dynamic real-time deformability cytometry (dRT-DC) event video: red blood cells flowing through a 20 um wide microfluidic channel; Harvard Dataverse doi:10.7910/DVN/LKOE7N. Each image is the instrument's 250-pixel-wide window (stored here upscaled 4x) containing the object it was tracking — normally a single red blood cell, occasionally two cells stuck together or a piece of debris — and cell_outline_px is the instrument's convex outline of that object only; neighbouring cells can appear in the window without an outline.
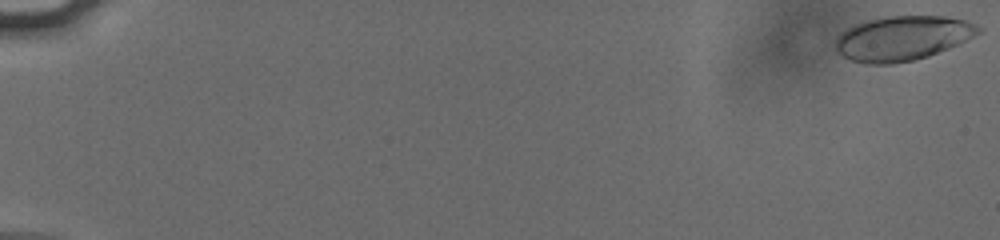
{"species": "human", "species_latin": "Homo sapiens", "temperature_condition": "cold", "stored_images_in_passage": 56, "camera_frame_rate_fps": 3000, "um_per_image_px": 0.085, "donor": {"sex": "male"}, "frame": {"image": 1, "passage_image": 1, "time_ms": 0.0, "image_size_px": [1000, 240], "cell_outline_px": [[984, 28], [980, 32], [948, 48], [928, 56], [916, 60], [892, 64], [864, 64], [848, 60], [840, 56], [836, 52], [832, 44], [836, 36], [840, 32], [864, 20], [888, 16], [944, 16], [964, 20], [976, 24]], "centroid_in_image_um": [76.61, 3.26], "position_along_channel_um": 8.4, "area_um2": 37.57}}
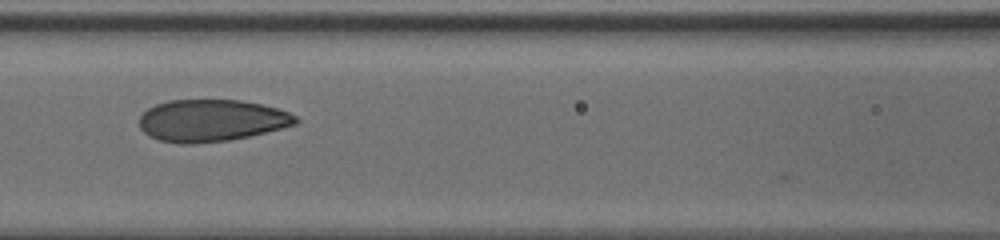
{"frame": {"image": 2, "passage_image": 28, "time_ms": 9.0, "image_size_px": [1000, 240], "cell_outline_px": [[300, 120], [296, 124], [248, 136], [228, 140], [192, 144], [180, 144], [160, 140], [148, 136], [140, 128], [140, 116], [148, 108], [156, 104], [168, 100], [240, 100], [260, 104], [276, 108], [288, 112], [296, 116]], "centroid_in_image_um": [17.94, 10.24], "position_along_channel_um": 148.7, "area_um2": 38.09}}
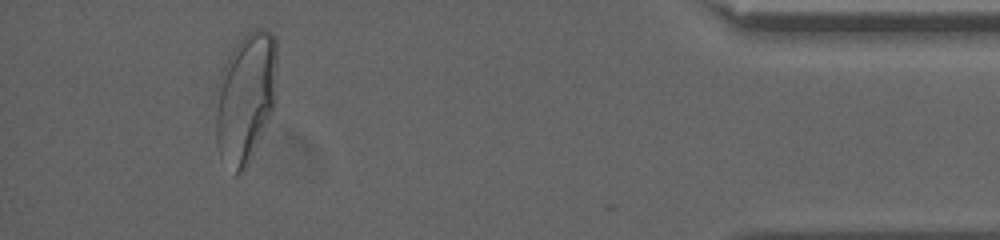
{"frame": {"image": 3, "passage_image": 53, "time_ms": 17.333, "image_size_px": [1000, 240], "cell_outline_px": [[276, 100], [248, 164], [244, 172], [236, 172], [220, 156], [216, 144], [216, 84], [224, 64], [232, 48], [248, 32], [256, 28], [260, 28], [272, 32], [276, 36]], "centroid_in_image_um": [20.87, 8.23], "position_along_channel_um": 414.3, "area_um2": 46.53}, "authors_computed_cell_mechanics": {"area_um2": 38.3792, "velocity_mm_per_s": 3.7952, "shape_relaxation_time_tau1_ms": 5.6834, "shape_relaxation_time_tau2_ms": 0.7756, "deformation_change_tau1": 0.1821, "deformation_change_tau2": 0.0628}}